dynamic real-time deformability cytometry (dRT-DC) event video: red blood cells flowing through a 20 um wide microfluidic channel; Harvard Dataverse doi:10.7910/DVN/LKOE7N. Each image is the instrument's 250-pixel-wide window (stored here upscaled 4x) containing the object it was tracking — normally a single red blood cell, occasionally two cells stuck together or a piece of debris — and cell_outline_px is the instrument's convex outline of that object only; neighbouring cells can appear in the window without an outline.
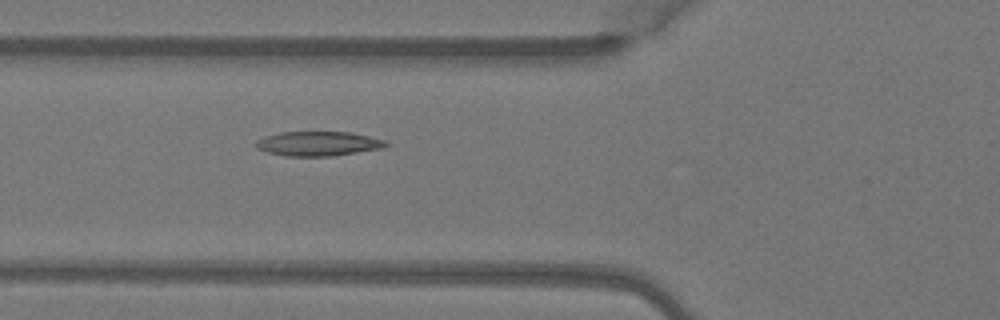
{"species": "Egyptian fruit bat (a non-hibernating species)", "species_latin": "Rousettus aegyptiacus", "temperature_condition": "warm", "stored_images_in_passage": 2, "camera_frame_rate_fps": 3000, "um_per_image_px": 0.085, "animal": {"sex": "female"}, "frame": {"image": 1, "passage_image": 2, "time_ms": 0.333, "image_size_px": [1000, 320], "cell_outline_px": [[388, 144], [384, 148], [332, 156], [284, 156], [268, 152], [256, 148], [256, 140], [264, 136], [280, 132], [352, 132], [384, 140]], "centroid_in_image_um": [27.03, 12.21], "position_along_channel_um": 98.8, "area_um2": 18.55}}